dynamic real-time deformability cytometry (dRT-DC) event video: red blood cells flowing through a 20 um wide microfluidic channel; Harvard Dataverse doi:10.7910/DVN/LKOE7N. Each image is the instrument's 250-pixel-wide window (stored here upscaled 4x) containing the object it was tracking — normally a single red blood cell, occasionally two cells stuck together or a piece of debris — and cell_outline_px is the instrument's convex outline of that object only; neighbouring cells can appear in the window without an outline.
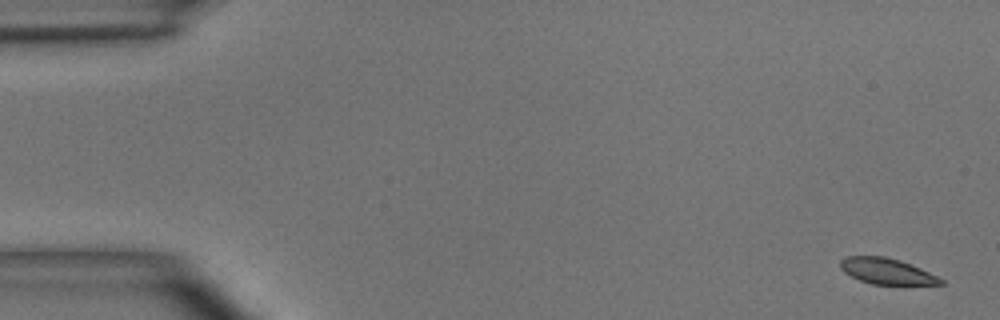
{"species": "common noctule bat (a hibernating species)", "species_latin": "Nyctalus noctula", "temperature_condition": "room temperature", "stored_images_in_passage": 4, "camera_frame_rate_fps": 3000, "um_per_image_px": 0.085, "animal": {"sex": "male", "body_mass_g": 15.6}, "frame": {"image": 1, "passage_image": 1, "time_ms": 0.0, "image_size_px": [1000, 320], "cell_outline_px": [[944, 284], [872, 284], [860, 280], [844, 272], [840, 268], [840, 260], [848, 256], [884, 256], [900, 260], [920, 268], [944, 280]], "centroid_in_image_um": [75.35, 23.04], "position_along_channel_um": 9.7, "area_um2": 14.91}}
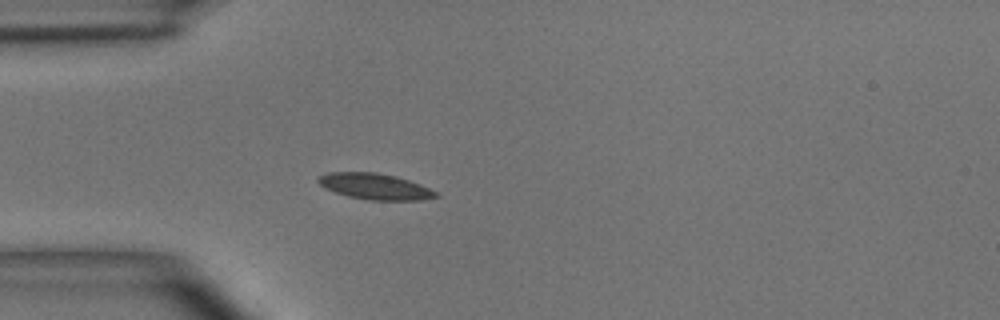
{"frame": {"image": 2, "passage_image": 4, "time_ms": 4.333, "image_size_px": [1000, 320], "cell_outline_px": [[440, 196], [420, 200], [368, 200], [348, 196], [336, 192], [320, 184], [316, 180], [320, 176], [328, 172], [376, 172], [396, 176], [420, 184], [436, 192]], "centroid_in_image_um": [31.88, 15.84], "position_along_channel_um": 53.1, "area_um2": 17.63}}